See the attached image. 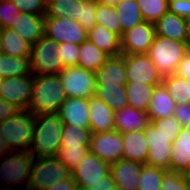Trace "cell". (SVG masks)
Instances as JSON below:
<instances>
[{
    "instance_id": "cell-1",
    "label": "cell",
    "mask_w": 190,
    "mask_h": 190,
    "mask_svg": "<svg viewBox=\"0 0 190 190\" xmlns=\"http://www.w3.org/2000/svg\"><path fill=\"white\" fill-rule=\"evenodd\" d=\"M72 176L71 171L56 156L24 157L10 177V190H45L55 181L62 182Z\"/></svg>"
},
{
    "instance_id": "cell-2",
    "label": "cell",
    "mask_w": 190,
    "mask_h": 190,
    "mask_svg": "<svg viewBox=\"0 0 190 190\" xmlns=\"http://www.w3.org/2000/svg\"><path fill=\"white\" fill-rule=\"evenodd\" d=\"M63 124L58 113L35 115L32 140L25 157L56 156L61 146Z\"/></svg>"
},
{
    "instance_id": "cell-3",
    "label": "cell",
    "mask_w": 190,
    "mask_h": 190,
    "mask_svg": "<svg viewBox=\"0 0 190 190\" xmlns=\"http://www.w3.org/2000/svg\"><path fill=\"white\" fill-rule=\"evenodd\" d=\"M66 99L59 74H33L32 99L27 109L32 114L58 113Z\"/></svg>"
},
{
    "instance_id": "cell-4",
    "label": "cell",
    "mask_w": 190,
    "mask_h": 190,
    "mask_svg": "<svg viewBox=\"0 0 190 190\" xmlns=\"http://www.w3.org/2000/svg\"><path fill=\"white\" fill-rule=\"evenodd\" d=\"M34 122L35 115L29 110H18L10 118L0 123L1 137L19 159L28 154Z\"/></svg>"
},
{
    "instance_id": "cell-5",
    "label": "cell",
    "mask_w": 190,
    "mask_h": 190,
    "mask_svg": "<svg viewBox=\"0 0 190 190\" xmlns=\"http://www.w3.org/2000/svg\"><path fill=\"white\" fill-rule=\"evenodd\" d=\"M190 46L166 37L155 36L146 53L162 77L175 74L177 67Z\"/></svg>"
},
{
    "instance_id": "cell-6",
    "label": "cell",
    "mask_w": 190,
    "mask_h": 190,
    "mask_svg": "<svg viewBox=\"0 0 190 190\" xmlns=\"http://www.w3.org/2000/svg\"><path fill=\"white\" fill-rule=\"evenodd\" d=\"M58 43L43 35L31 45L30 63L32 74L57 75L63 69V60L57 52Z\"/></svg>"
},
{
    "instance_id": "cell-7",
    "label": "cell",
    "mask_w": 190,
    "mask_h": 190,
    "mask_svg": "<svg viewBox=\"0 0 190 190\" xmlns=\"http://www.w3.org/2000/svg\"><path fill=\"white\" fill-rule=\"evenodd\" d=\"M59 76L67 98L89 99L96 93L97 83L93 71L72 66L62 69Z\"/></svg>"
},
{
    "instance_id": "cell-8",
    "label": "cell",
    "mask_w": 190,
    "mask_h": 190,
    "mask_svg": "<svg viewBox=\"0 0 190 190\" xmlns=\"http://www.w3.org/2000/svg\"><path fill=\"white\" fill-rule=\"evenodd\" d=\"M44 35L59 43L81 44L88 40V32L78 21L70 17H45Z\"/></svg>"
},
{
    "instance_id": "cell-9",
    "label": "cell",
    "mask_w": 190,
    "mask_h": 190,
    "mask_svg": "<svg viewBox=\"0 0 190 190\" xmlns=\"http://www.w3.org/2000/svg\"><path fill=\"white\" fill-rule=\"evenodd\" d=\"M144 133L149 145L146 165L169 170L174 135L161 134L151 122Z\"/></svg>"
},
{
    "instance_id": "cell-10",
    "label": "cell",
    "mask_w": 190,
    "mask_h": 190,
    "mask_svg": "<svg viewBox=\"0 0 190 190\" xmlns=\"http://www.w3.org/2000/svg\"><path fill=\"white\" fill-rule=\"evenodd\" d=\"M33 74L25 77H8L0 80V98L15 105L19 110H27L31 103Z\"/></svg>"
},
{
    "instance_id": "cell-11",
    "label": "cell",
    "mask_w": 190,
    "mask_h": 190,
    "mask_svg": "<svg viewBox=\"0 0 190 190\" xmlns=\"http://www.w3.org/2000/svg\"><path fill=\"white\" fill-rule=\"evenodd\" d=\"M125 65L128 81L159 85L162 75L147 54H125Z\"/></svg>"
},
{
    "instance_id": "cell-12",
    "label": "cell",
    "mask_w": 190,
    "mask_h": 190,
    "mask_svg": "<svg viewBox=\"0 0 190 190\" xmlns=\"http://www.w3.org/2000/svg\"><path fill=\"white\" fill-rule=\"evenodd\" d=\"M90 152L99 159L112 164L122 159L123 140L119 131L92 133Z\"/></svg>"
},
{
    "instance_id": "cell-13",
    "label": "cell",
    "mask_w": 190,
    "mask_h": 190,
    "mask_svg": "<svg viewBox=\"0 0 190 190\" xmlns=\"http://www.w3.org/2000/svg\"><path fill=\"white\" fill-rule=\"evenodd\" d=\"M110 165L89 152L81 159L78 167L71 172L72 177L76 184L89 188L103 181V177L110 173Z\"/></svg>"
},
{
    "instance_id": "cell-14",
    "label": "cell",
    "mask_w": 190,
    "mask_h": 190,
    "mask_svg": "<svg viewBox=\"0 0 190 190\" xmlns=\"http://www.w3.org/2000/svg\"><path fill=\"white\" fill-rule=\"evenodd\" d=\"M156 36L153 23L143 21L121 38L122 54H146Z\"/></svg>"
},
{
    "instance_id": "cell-15",
    "label": "cell",
    "mask_w": 190,
    "mask_h": 190,
    "mask_svg": "<svg viewBox=\"0 0 190 190\" xmlns=\"http://www.w3.org/2000/svg\"><path fill=\"white\" fill-rule=\"evenodd\" d=\"M89 113L88 99L80 97L67 98L58 111L64 124L79 128H90Z\"/></svg>"
},
{
    "instance_id": "cell-16",
    "label": "cell",
    "mask_w": 190,
    "mask_h": 190,
    "mask_svg": "<svg viewBox=\"0 0 190 190\" xmlns=\"http://www.w3.org/2000/svg\"><path fill=\"white\" fill-rule=\"evenodd\" d=\"M143 164L131 160L120 159L110 165V173L122 190H138L139 176Z\"/></svg>"
},
{
    "instance_id": "cell-17",
    "label": "cell",
    "mask_w": 190,
    "mask_h": 190,
    "mask_svg": "<svg viewBox=\"0 0 190 190\" xmlns=\"http://www.w3.org/2000/svg\"><path fill=\"white\" fill-rule=\"evenodd\" d=\"M90 109V131L102 133L115 130V112L100 98L92 96L88 99Z\"/></svg>"
},
{
    "instance_id": "cell-18",
    "label": "cell",
    "mask_w": 190,
    "mask_h": 190,
    "mask_svg": "<svg viewBox=\"0 0 190 190\" xmlns=\"http://www.w3.org/2000/svg\"><path fill=\"white\" fill-rule=\"evenodd\" d=\"M96 83L125 86L128 82L125 54L111 56L96 72Z\"/></svg>"
},
{
    "instance_id": "cell-19",
    "label": "cell",
    "mask_w": 190,
    "mask_h": 190,
    "mask_svg": "<svg viewBox=\"0 0 190 190\" xmlns=\"http://www.w3.org/2000/svg\"><path fill=\"white\" fill-rule=\"evenodd\" d=\"M45 15L20 13L14 23L9 27L25 41L33 45L44 35Z\"/></svg>"
},
{
    "instance_id": "cell-20",
    "label": "cell",
    "mask_w": 190,
    "mask_h": 190,
    "mask_svg": "<svg viewBox=\"0 0 190 190\" xmlns=\"http://www.w3.org/2000/svg\"><path fill=\"white\" fill-rule=\"evenodd\" d=\"M190 169V128H181L172 142L170 171L184 173Z\"/></svg>"
},
{
    "instance_id": "cell-21",
    "label": "cell",
    "mask_w": 190,
    "mask_h": 190,
    "mask_svg": "<svg viewBox=\"0 0 190 190\" xmlns=\"http://www.w3.org/2000/svg\"><path fill=\"white\" fill-rule=\"evenodd\" d=\"M150 123L148 113L126 106L114 114L115 131L129 133L144 130Z\"/></svg>"
},
{
    "instance_id": "cell-22",
    "label": "cell",
    "mask_w": 190,
    "mask_h": 190,
    "mask_svg": "<svg viewBox=\"0 0 190 190\" xmlns=\"http://www.w3.org/2000/svg\"><path fill=\"white\" fill-rule=\"evenodd\" d=\"M123 154L122 158L146 164L149 145L144 130L122 133Z\"/></svg>"
},
{
    "instance_id": "cell-23",
    "label": "cell",
    "mask_w": 190,
    "mask_h": 190,
    "mask_svg": "<svg viewBox=\"0 0 190 190\" xmlns=\"http://www.w3.org/2000/svg\"><path fill=\"white\" fill-rule=\"evenodd\" d=\"M154 26L157 36L187 43L186 21L182 17L168 11Z\"/></svg>"
},
{
    "instance_id": "cell-24",
    "label": "cell",
    "mask_w": 190,
    "mask_h": 190,
    "mask_svg": "<svg viewBox=\"0 0 190 190\" xmlns=\"http://www.w3.org/2000/svg\"><path fill=\"white\" fill-rule=\"evenodd\" d=\"M175 107V101L163 84L156 85L147 111L149 120L173 117Z\"/></svg>"
},
{
    "instance_id": "cell-25",
    "label": "cell",
    "mask_w": 190,
    "mask_h": 190,
    "mask_svg": "<svg viewBox=\"0 0 190 190\" xmlns=\"http://www.w3.org/2000/svg\"><path fill=\"white\" fill-rule=\"evenodd\" d=\"M0 50L12 57H30L31 44L9 27L0 29Z\"/></svg>"
},
{
    "instance_id": "cell-26",
    "label": "cell",
    "mask_w": 190,
    "mask_h": 190,
    "mask_svg": "<svg viewBox=\"0 0 190 190\" xmlns=\"http://www.w3.org/2000/svg\"><path fill=\"white\" fill-rule=\"evenodd\" d=\"M88 40L110 56L122 54L121 38L102 25L96 24L88 32Z\"/></svg>"
},
{
    "instance_id": "cell-27",
    "label": "cell",
    "mask_w": 190,
    "mask_h": 190,
    "mask_svg": "<svg viewBox=\"0 0 190 190\" xmlns=\"http://www.w3.org/2000/svg\"><path fill=\"white\" fill-rule=\"evenodd\" d=\"M111 56L99 49L89 40L80 44L79 60L77 66L96 72Z\"/></svg>"
},
{
    "instance_id": "cell-28",
    "label": "cell",
    "mask_w": 190,
    "mask_h": 190,
    "mask_svg": "<svg viewBox=\"0 0 190 190\" xmlns=\"http://www.w3.org/2000/svg\"><path fill=\"white\" fill-rule=\"evenodd\" d=\"M155 86L156 85L128 81L125 85L128 105L134 107L137 110L147 112Z\"/></svg>"
},
{
    "instance_id": "cell-29",
    "label": "cell",
    "mask_w": 190,
    "mask_h": 190,
    "mask_svg": "<svg viewBox=\"0 0 190 190\" xmlns=\"http://www.w3.org/2000/svg\"><path fill=\"white\" fill-rule=\"evenodd\" d=\"M95 96L102 99L114 112L128 106L125 86L97 84Z\"/></svg>"
},
{
    "instance_id": "cell-30",
    "label": "cell",
    "mask_w": 190,
    "mask_h": 190,
    "mask_svg": "<svg viewBox=\"0 0 190 190\" xmlns=\"http://www.w3.org/2000/svg\"><path fill=\"white\" fill-rule=\"evenodd\" d=\"M30 74V57H12L0 53V78L25 77Z\"/></svg>"
},
{
    "instance_id": "cell-31",
    "label": "cell",
    "mask_w": 190,
    "mask_h": 190,
    "mask_svg": "<svg viewBox=\"0 0 190 190\" xmlns=\"http://www.w3.org/2000/svg\"><path fill=\"white\" fill-rule=\"evenodd\" d=\"M116 12L123 34L144 21L136 0H122L116 6Z\"/></svg>"
},
{
    "instance_id": "cell-32",
    "label": "cell",
    "mask_w": 190,
    "mask_h": 190,
    "mask_svg": "<svg viewBox=\"0 0 190 190\" xmlns=\"http://www.w3.org/2000/svg\"><path fill=\"white\" fill-rule=\"evenodd\" d=\"M161 83L175 101L176 105L190 103L189 82L187 80L173 74L164 76Z\"/></svg>"
},
{
    "instance_id": "cell-33",
    "label": "cell",
    "mask_w": 190,
    "mask_h": 190,
    "mask_svg": "<svg viewBox=\"0 0 190 190\" xmlns=\"http://www.w3.org/2000/svg\"><path fill=\"white\" fill-rule=\"evenodd\" d=\"M96 24L102 25L110 32L122 38V29L116 12V7L107 6L96 2Z\"/></svg>"
},
{
    "instance_id": "cell-34",
    "label": "cell",
    "mask_w": 190,
    "mask_h": 190,
    "mask_svg": "<svg viewBox=\"0 0 190 190\" xmlns=\"http://www.w3.org/2000/svg\"><path fill=\"white\" fill-rule=\"evenodd\" d=\"M89 146H60L56 157L72 172L78 167L81 159L90 152Z\"/></svg>"
},
{
    "instance_id": "cell-35",
    "label": "cell",
    "mask_w": 190,
    "mask_h": 190,
    "mask_svg": "<svg viewBox=\"0 0 190 190\" xmlns=\"http://www.w3.org/2000/svg\"><path fill=\"white\" fill-rule=\"evenodd\" d=\"M146 22L155 23L169 11V0H136Z\"/></svg>"
},
{
    "instance_id": "cell-36",
    "label": "cell",
    "mask_w": 190,
    "mask_h": 190,
    "mask_svg": "<svg viewBox=\"0 0 190 190\" xmlns=\"http://www.w3.org/2000/svg\"><path fill=\"white\" fill-rule=\"evenodd\" d=\"M91 135L90 128H79L63 124L61 146L90 145Z\"/></svg>"
},
{
    "instance_id": "cell-37",
    "label": "cell",
    "mask_w": 190,
    "mask_h": 190,
    "mask_svg": "<svg viewBox=\"0 0 190 190\" xmlns=\"http://www.w3.org/2000/svg\"><path fill=\"white\" fill-rule=\"evenodd\" d=\"M165 171V169L143 164L139 176L138 190H161Z\"/></svg>"
},
{
    "instance_id": "cell-38",
    "label": "cell",
    "mask_w": 190,
    "mask_h": 190,
    "mask_svg": "<svg viewBox=\"0 0 190 190\" xmlns=\"http://www.w3.org/2000/svg\"><path fill=\"white\" fill-rule=\"evenodd\" d=\"M45 17H76L77 0H46Z\"/></svg>"
},
{
    "instance_id": "cell-39",
    "label": "cell",
    "mask_w": 190,
    "mask_h": 190,
    "mask_svg": "<svg viewBox=\"0 0 190 190\" xmlns=\"http://www.w3.org/2000/svg\"><path fill=\"white\" fill-rule=\"evenodd\" d=\"M95 11V0H77L76 17L73 19L89 32L96 25Z\"/></svg>"
},
{
    "instance_id": "cell-40",
    "label": "cell",
    "mask_w": 190,
    "mask_h": 190,
    "mask_svg": "<svg viewBox=\"0 0 190 190\" xmlns=\"http://www.w3.org/2000/svg\"><path fill=\"white\" fill-rule=\"evenodd\" d=\"M19 162L20 159L9 149L0 135V168L11 177L17 170Z\"/></svg>"
},
{
    "instance_id": "cell-41",
    "label": "cell",
    "mask_w": 190,
    "mask_h": 190,
    "mask_svg": "<svg viewBox=\"0 0 190 190\" xmlns=\"http://www.w3.org/2000/svg\"><path fill=\"white\" fill-rule=\"evenodd\" d=\"M58 55L63 60V69L77 66L79 60L80 44L59 43L57 46Z\"/></svg>"
},
{
    "instance_id": "cell-42",
    "label": "cell",
    "mask_w": 190,
    "mask_h": 190,
    "mask_svg": "<svg viewBox=\"0 0 190 190\" xmlns=\"http://www.w3.org/2000/svg\"><path fill=\"white\" fill-rule=\"evenodd\" d=\"M187 182L183 173L166 170L163 174L161 190H185Z\"/></svg>"
},
{
    "instance_id": "cell-43",
    "label": "cell",
    "mask_w": 190,
    "mask_h": 190,
    "mask_svg": "<svg viewBox=\"0 0 190 190\" xmlns=\"http://www.w3.org/2000/svg\"><path fill=\"white\" fill-rule=\"evenodd\" d=\"M157 131L164 135H174V140L181 130V124L173 117H164L150 121Z\"/></svg>"
},
{
    "instance_id": "cell-44",
    "label": "cell",
    "mask_w": 190,
    "mask_h": 190,
    "mask_svg": "<svg viewBox=\"0 0 190 190\" xmlns=\"http://www.w3.org/2000/svg\"><path fill=\"white\" fill-rule=\"evenodd\" d=\"M20 13L11 0H0L1 28L10 27Z\"/></svg>"
},
{
    "instance_id": "cell-45",
    "label": "cell",
    "mask_w": 190,
    "mask_h": 190,
    "mask_svg": "<svg viewBox=\"0 0 190 190\" xmlns=\"http://www.w3.org/2000/svg\"><path fill=\"white\" fill-rule=\"evenodd\" d=\"M22 13L35 15L46 14V0H11Z\"/></svg>"
},
{
    "instance_id": "cell-46",
    "label": "cell",
    "mask_w": 190,
    "mask_h": 190,
    "mask_svg": "<svg viewBox=\"0 0 190 190\" xmlns=\"http://www.w3.org/2000/svg\"><path fill=\"white\" fill-rule=\"evenodd\" d=\"M168 8L169 12L183 19L190 16V0H169Z\"/></svg>"
},
{
    "instance_id": "cell-47",
    "label": "cell",
    "mask_w": 190,
    "mask_h": 190,
    "mask_svg": "<svg viewBox=\"0 0 190 190\" xmlns=\"http://www.w3.org/2000/svg\"><path fill=\"white\" fill-rule=\"evenodd\" d=\"M174 117L182 128H190V103L176 105Z\"/></svg>"
},
{
    "instance_id": "cell-48",
    "label": "cell",
    "mask_w": 190,
    "mask_h": 190,
    "mask_svg": "<svg viewBox=\"0 0 190 190\" xmlns=\"http://www.w3.org/2000/svg\"><path fill=\"white\" fill-rule=\"evenodd\" d=\"M175 75L179 78L190 80V49L179 63Z\"/></svg>"
},
{
    "instance_id": "cell-49",
    "label": "cell",
    "mask_w": 190,
    "mask_h": 190,
    "mask_svg": "<svg viewBox=\"0 0 190 190\" xmlns=\"http://www.w3.org/2000/svg\"><path fill=\"white\" fill-rule=\"evenodd\" d=\"M18 110L15 105L0 98V123L10 118Z\"/></svg>"
},
{
    "instance_id": "cell-50",
    "label": "cell",
    "mask_w": 190,
    "mask_h": 190,
    "mask_svg": "<svg viewBox=\"0 0 190 190\" xmlns=\"http://www.w3.org/2000/svg\"><path fill=\"white\" fill-rule=\"evenodd\" d=\"M76 185V182L71 176L62 182L55 181L49 188H46L45 190H74Z\"/></svg>"
},
{
    "instance_id": "cell-51",
    "label": "cell",
    "mask_w": 190,
    "mask_h": 190,
    "mask_svg": "<svg viewBox=\"0 0 190 190\" xmlns=\"http://www.w3.org/2000/svg\"><path fill=\"white\" fill-rule=\"evenodd\" d=\"M116 186L111 173L103 177V181L95 186L89 187V190H111Z\"/></svg>"
},
{
    "instance_id": "cell-52",
    "label": "cell",
    "mask_w": 190,
    "mask_h": 190,
    "mask_svg": "<svg viewBox=\"0 0 190 190\" xmlns=\"http://www.w3.org/2000/svg\"><path fill=\"white\" fill-rule=\"evenodd\" d=\"M97 3H101L107 6H116L118 3H120L122 0H95Z\"/></svg>"
},
{
    "instance_id": "cell-53",
    "label": "cell",
    "mask_w": 190,
    "mask_h": 190,
    "mask_svg": "<svg viewBox=\"0 0 190 190\" xmlns=\"http://www.w3.org/2000/svg\"><path fill=\"white\" fill-rule=\"evenodd\" d=\"M186 21V32H187V44L190 46V16L185 19Z\"/></svg>"
},
{
    "instance_id": "cell-54",
    "label": "cell",
    "mask_w": 190,
    "mask_h": 190,
    "mask_svg": "<svg viewBox=\"0 0 190 190\" xmlns=\"http://www.w3.org/2000/svg\"><path fill=\"white\" fill-rule=\"evenodd\" d=\"M183 175H184V177H185V180H186L187 184L190 185V169L187 170V171H185V172L183 173Z\"/></svg>"
},
{
    "instance_id": "cell-55",
    "label": "cell",
    "mask_w": 190,
    "mask_h": 190,
    "mask_svg": "<svg viewBox=\"0 0 190 190\" xmlns=\"http://www.w3.org/2000/svg\"><path fill=\"white\" fill-rule=\"evenodd\" d=\"M74 190H89L88 187L77 184Z\"/></svg>"
},
{
    "instance_id": "cell-56",
    "label": "cell",
    "mask_w": 190,
    "mask_h": 190,
    "mask_svg": "<svg viewBox=\"0 0 190 190\" xmlns=\"http://www.w3.org/2000/svg\"><path fill=\"white\" fill-rule=\"evenodd\" d=\"M111 190H122L120 187H118V186H115L113 189H111Z\"/></svg>"
},
{
    "instance_id": "cell-57",
    "label": "cell",
    "mask_w": 190,
    "mask_h": 190,
    "mask_svg": "<svg viewBox=\"0 0 190 190\" xmlns=\"http://www.w3.org/2000/svg\"><path fill=\"white\" fill-rule=\"evenodd\" d=\"M185 190H190V185L187 184Z\"/></svg>"
}]
</instances>
